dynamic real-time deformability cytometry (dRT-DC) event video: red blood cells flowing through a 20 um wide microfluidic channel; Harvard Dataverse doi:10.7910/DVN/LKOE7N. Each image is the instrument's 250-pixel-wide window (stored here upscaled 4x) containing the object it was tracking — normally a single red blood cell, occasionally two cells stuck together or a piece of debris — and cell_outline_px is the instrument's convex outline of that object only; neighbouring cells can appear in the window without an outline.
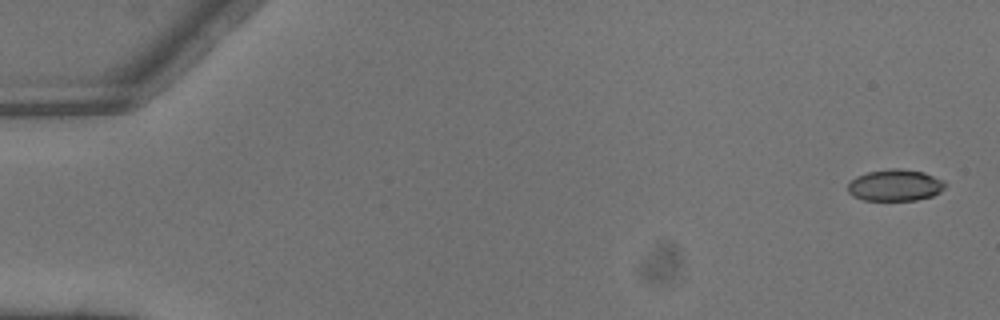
{"species": "common noctule bat (a hibernating species)", "species_latin": "Nyctalus noctula", "temperature_condition": "warm", "stored_images_in_passage": 6, "camera_frame_rate_fps": 3000, "um_per_image_px": 0.085, "animal": {"sex": "male", "body_mass_g": 13.3}, "frame": {"image": 1, "passage_image": 1, "time_ms": 0.0, "image_size_px": [1000, 320], "cell_outline_px": [[944, 188], [940, 192], [932, 196], [916, 200], [864, 200], [852, 196], [848, 192], [848, 184], [856, 176], [868, 172], [892, 168], [900, 168], [924, 172], [944, 180]], "centroid_in_image_um": [76.08, 15.74], "position_along_channel_um": 8.9, "area_um2": 17.92}}
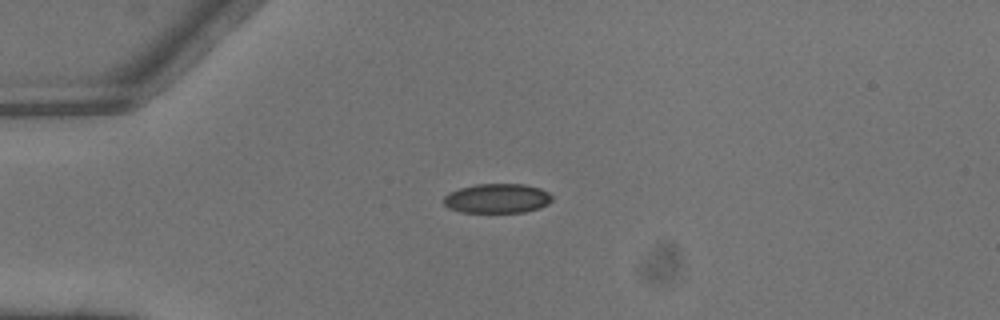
{"frame": {"image": 2, "passage_image": 4, "time_ms": 1.0, "image_size_px": [1000, 320], "cell_outline_px": [[552, 200], [548, 204], [540, 208], [524, 212], [460, 212], [448, 208], [444, 204], [444, 196], [448, 192], [460, 188], [476, 184], [524, 184], [540, 188], [548, 192], [552, 196]], "centroid_in_image_um": [42.26, 16.86], "position_along_channel_um": 42.7, "area_um2": 18.73}}
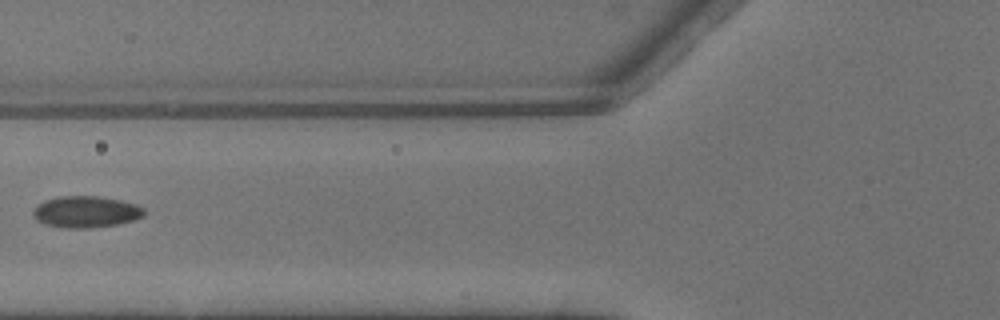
{"frame": {"image": 3, "passage_image": 6, "time_ms": 1.667, "image_size_px": [1000, 320], "cell_outline_px": [[144, 216], [120, 224], [88, 228], [64, 228], [44, 224], [36, 220], [32, 216], [32, 212], [44, 200], [60, 196], [96, 196], [120, 200], [136, 204], [144, 208]], "centroid_in_image_um": [7.3, 18.01], "position_along_channel_um": 118.5, "area_um2": 20.4}}